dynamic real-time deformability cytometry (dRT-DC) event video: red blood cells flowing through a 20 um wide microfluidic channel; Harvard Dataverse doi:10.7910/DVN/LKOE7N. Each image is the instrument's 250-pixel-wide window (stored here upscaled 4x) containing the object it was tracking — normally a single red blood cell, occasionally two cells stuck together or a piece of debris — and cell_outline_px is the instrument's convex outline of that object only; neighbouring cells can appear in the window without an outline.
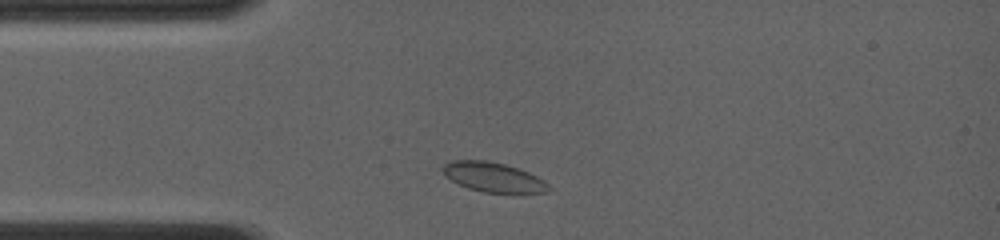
{"species": "common noctule bat (a hibernating species)", "species_latin": "Nyctalus noctula", "temperature_condition": "room temperature", "stored_images_in_passage": 20, "camera_frame_rate_fps": 4000, "um_per_image_px": 0.085, "animal": {"sex": "female", "body_mass_g": 19.0, "forearm_length_mm": 56.7}, "frame": {"image": 1, "passage_image": 2, "time_ms": 0.25, "image_size_px": [1000, 240], "cell_outline_px": [[552, 188], [548, 192], [512, 196], [484, 192], [468, 188], [444, 176], [440, 168], [444, 164], [452, 160], [488, 160], [520, 168], [544, 180]], "centroid_in_image_um": [42.0, 15.11], "position_along_channel_um": 43.0, "area_um2": 19.19}}
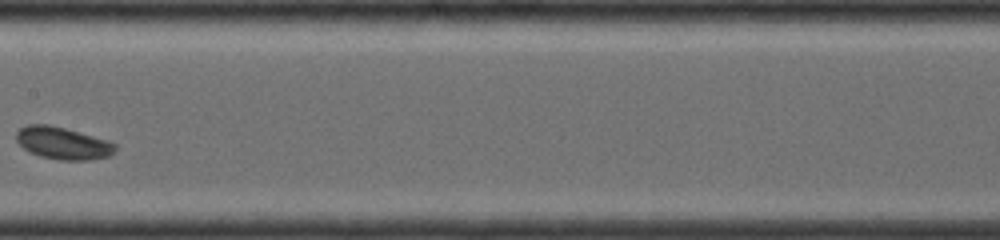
{"frame": {"image": 2, "passage_image": 10, "time_ms": 2.25, "image_size_px": [1000, 240], "cell_outline_px": [[116, 148], [108, 156], [92, 160], [60, 160], [40, 156], [24, 148], [16, 140], [16, 132], [20, 128], [28, 124], [48, 124], [64, 128], [108, 140], [116, 144]], "centroid_in_image_um": [5.34, 12.16], "position_along_channel_um": 202.1, "area_um2": 18.44}}
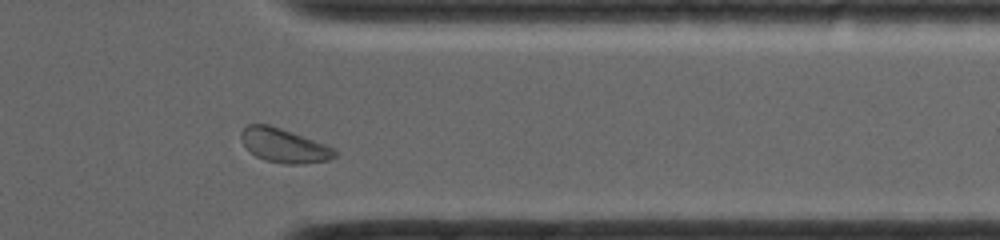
{"frame": {"image": 3, "passage_image": 18, "time_ms": 4.25, "image_size_px": [1000, 240], "cell_outline_px": [[336, 156], [328, 160], [300, 164], [288, 164], [264, 160], [256, 156], [244, 144], [240, 136], [240, 132], [248, 124], [268, 124], [292, 132], [336, 148]], "centroid_in_image_um": [24.15, 12.37], "position_along_channel_um": 387.2, "area_um2": 18.38}}